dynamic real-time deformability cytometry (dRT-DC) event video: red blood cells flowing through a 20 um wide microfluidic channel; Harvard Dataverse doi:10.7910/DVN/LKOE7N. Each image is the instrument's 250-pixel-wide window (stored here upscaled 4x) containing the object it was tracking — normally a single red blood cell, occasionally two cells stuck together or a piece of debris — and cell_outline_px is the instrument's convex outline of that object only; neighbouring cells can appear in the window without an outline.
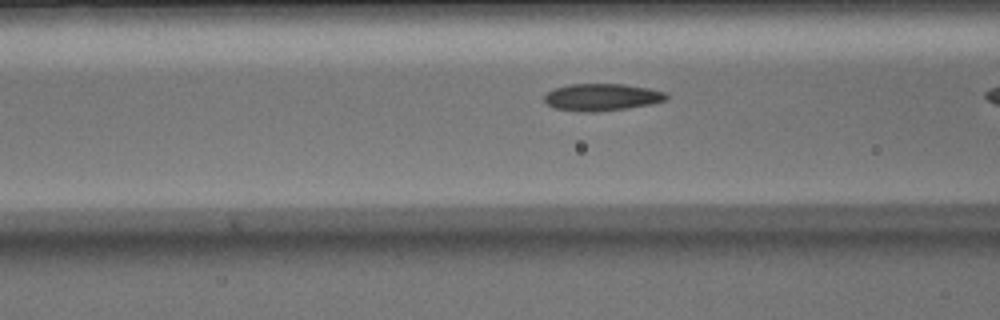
{"species": "Egyptian fruit bat (a non-hibernating species)", "species_latin": "Rousettus aegyptiacus", "temperature_condition": "warm", "stored_images_in_passage": 19, "segment_of_instrument_passage": [2, 2], "camera_frame_rate_fps": 3000, "um_per_image_px": 0.085, "animal": {"sex": "male"}, "frame": {"image": 1, "passage_image": 17, "time_ms": 5.333, "image_size_px": [1000, 320], "cell_outline_px": [[668, 96], [664, 100], [652, 104], [628, 108], [596, 112], [584, 112], [556, 108], [548, 104], [544, 100], [544, 96], [548, 92], [556, 88], [568, 84], [624, 84], [648, 88], [664, 92]], "centroid_in_image_um": [51.16, 8.26], "position_along_channel_um": 115.4, "area_um2": 19.13}}